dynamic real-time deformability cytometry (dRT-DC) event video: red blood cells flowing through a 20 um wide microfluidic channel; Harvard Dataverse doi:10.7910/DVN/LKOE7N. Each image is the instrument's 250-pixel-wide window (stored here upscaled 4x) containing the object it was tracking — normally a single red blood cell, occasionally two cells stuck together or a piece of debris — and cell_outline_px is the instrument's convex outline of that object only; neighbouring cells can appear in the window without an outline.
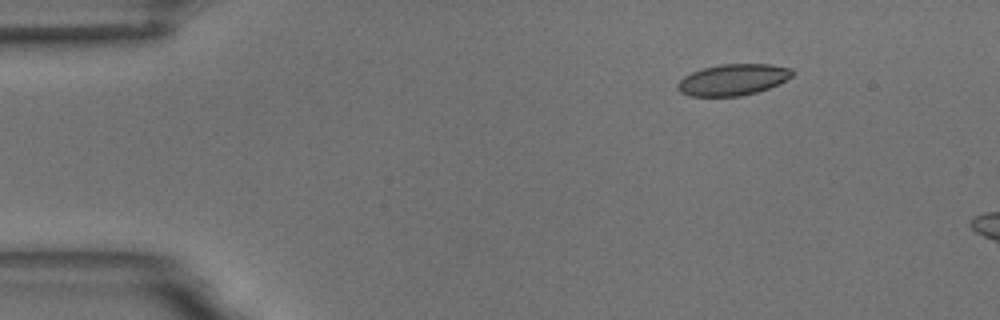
{"species": "common noctule bat (a hibernating species)", "species_latin": "Nyctalus noctula", "temperature_condition": "room temperature", "stored_images_in_passage": 6, "camera_frame_rate_fps": 3000, "um_per_image_px": 0.085, "animal": {"sex": "male", "body_mass_g": 18.8}, "frame": {"image": 1, "passage_image": 1, "time_ms": 0.0, "image_size_px": [1000, 320], "cell_outline_px": [[796, 72], [792, 76], [768, 88], [756, 92], [740, 96], [688, 96], [680, 92], [676, 88], [676, 84], [684, 76], [692, 72], [704, 68], [720, 64], [772, 64], [792, 68]], "centroid_in_image_um": [62.29, 6.77], "position_along_channel_um": 22.7, "area_um2": 20.92}}